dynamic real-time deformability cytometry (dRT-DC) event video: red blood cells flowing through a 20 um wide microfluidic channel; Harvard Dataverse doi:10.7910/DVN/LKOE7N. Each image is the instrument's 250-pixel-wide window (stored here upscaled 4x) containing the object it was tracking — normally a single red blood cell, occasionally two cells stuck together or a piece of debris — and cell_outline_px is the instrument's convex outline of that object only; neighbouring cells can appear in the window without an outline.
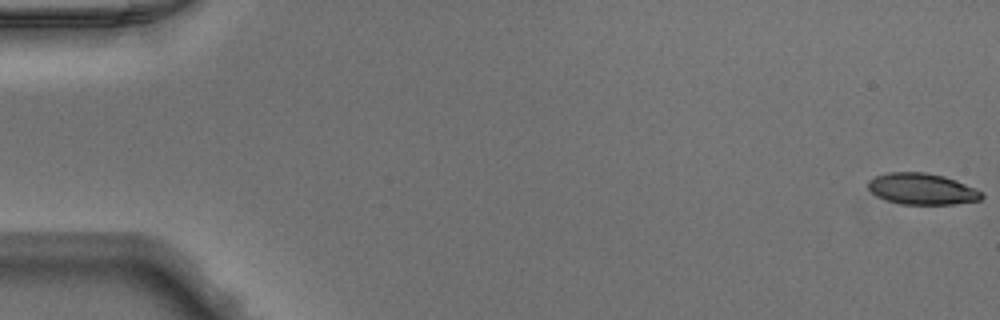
{"species": "Egyptian fruit bat (a non-hibernating species)", "species_latin": "Rousettus aegyptiacus", "temperature_condition": "warm", "stored_images_in_passage": 50, "camera_frame_rate_fps": 3000, "um_per_image_px": 0.085, "animal": {"sex": "male"}, "frame": {"image": 1, "passage_image": 1, "time_ms": 0.0, "image_size_px": [1000, 320], "cell_outline_px": [[984, 196], [980, 200], [952, 204], [900, 204], [876, 196], [868, 188], [868, 180], [876, 176], [888, 172], [924, 172], [944, 176], [956, 180], [976, 188], [984, 192]], "centroid_in_image_um": [78.39, 16.05], "position_along_channel_um": 6.6, "area_um2": 20.75}}
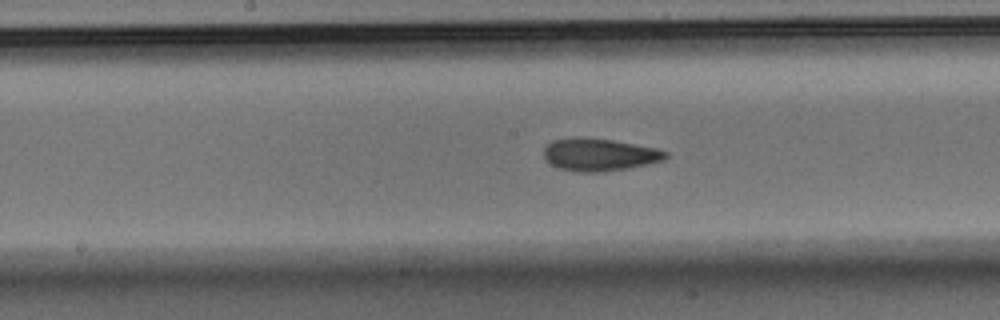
{"frame": {"image": 2, "passage_image": 26, "time_ms": 8.333, "image_size_px": [1000, 320], "cell_outline_px": [[668, 156], [664, 160], [628, 168], [600, 172], [580, 172], [560, 168], [552, 164], [544, 156], [544, 148], [552, 140], [572, 136], [576, 136], [612, 140], [656, 148], [668, 152]], "centroid_in_image_um": [50.94, 13.13], "position_along_channel_um": 197.3, "area_um2": 23.0}}
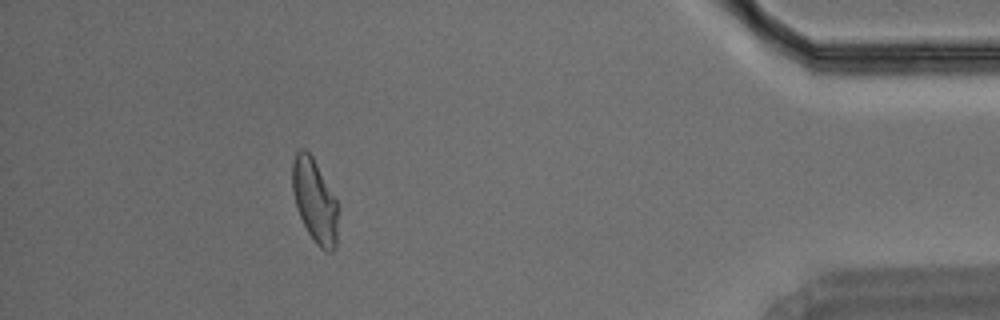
{"frame": {"image": 3, "passage_image": 45, "time_ms": 14.667, "image_size_px": [1000, 320], "cell_outline_px": [[336, 248], [332, 252], [324, 252], [316, 244], [308, 232], [296, 208], [292, 192], [292, 164], [296, 152], [300, 148], [304, 148], [312, 156], [336, 200]], "centroid_in_image_um": [26.71, 17.07], "position_along_channel_um": 408.5, "area_um2": 21.91}}